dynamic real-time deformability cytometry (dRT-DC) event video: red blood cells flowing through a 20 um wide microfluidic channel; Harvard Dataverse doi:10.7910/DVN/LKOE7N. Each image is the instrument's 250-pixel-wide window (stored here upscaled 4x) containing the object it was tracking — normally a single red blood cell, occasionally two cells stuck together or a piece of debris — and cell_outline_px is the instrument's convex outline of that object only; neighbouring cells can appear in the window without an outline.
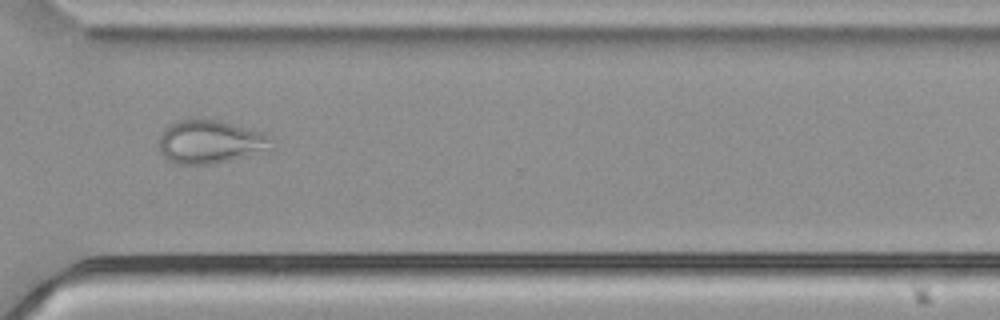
{"species": "common noctule bat (a hibernating species)", "species_latin": "Nyctalus noctula", "temperature_condition": "cold", "stored_images_in_passage": 54, "camera_frame_rate_fps": 3000, "um_per_image_px": 0.085, "animal": {"sex": "male", "body_mass_g": 21.5, "forearm_length_mm": 52.0}, "frame": {"image": 1, "passage_image": 40, "time_ms": 13.0, "image_size_px": [1000, 320], "cell_outline_px": [[276, 148], [272, 152], [212, 164], [176, 164], [168, 160], [160, 152], [160, 136], [164, 128], [176, 120], [196, 116], [200, 116], [220, 120], [264, 132], [272, 136]], "centroid_in_image_um": [17.98, 12.03], "position_along_channel_um": 352.6, "area_um2": 29.94}}
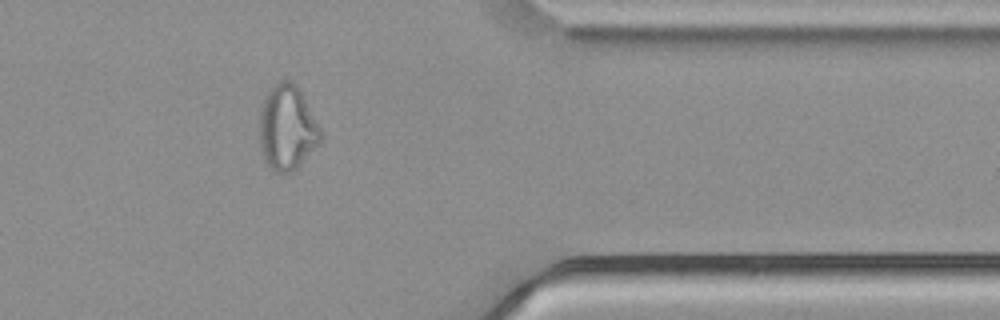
{"frame": {"image": 2, "passage_image": 44, "time_ms": 14.333, "image_size_px": [1000, 320], "cell_outline_px": [[320, 144], [292, 172], [276, 172], [268, 168], [264, 160], [260, 148], [260, 108], [272, 84], [276, 80], [292, 80], [296, 84], [320, 128]], "centroid_in_image_um": [24.38, 10.86], "position_along_channel_um": 387.0, "area_um2": 30.17}}
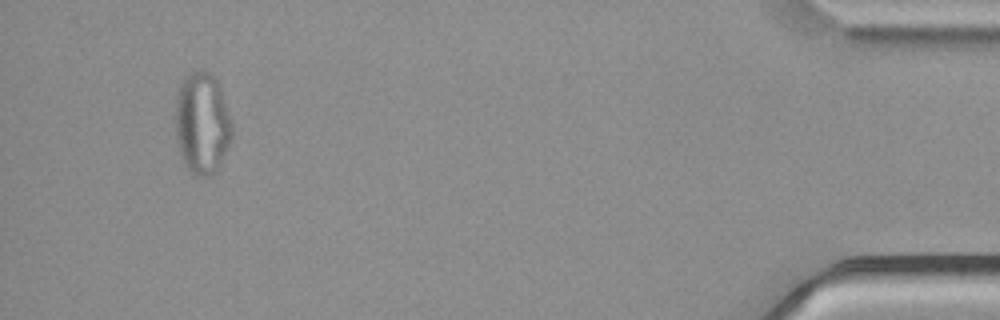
{"frame": {"image": 3, "passage_image": 51, "time_ms": 16.667, "image_size_px": [1000, 320], "cell_outline_px": [[232, 140], [216, 172], [208, 176], [196, 176], [188, 168], [180, 152], [176, 136], [176, 96], [184, 80], [192, 72], [204, 68], [212, 72], [216, 76], [232, 124]], "centroid_in_image_um": [17.21, 10.46], "position_along_channel_um": 418.0, "area_um2": 33.41}}